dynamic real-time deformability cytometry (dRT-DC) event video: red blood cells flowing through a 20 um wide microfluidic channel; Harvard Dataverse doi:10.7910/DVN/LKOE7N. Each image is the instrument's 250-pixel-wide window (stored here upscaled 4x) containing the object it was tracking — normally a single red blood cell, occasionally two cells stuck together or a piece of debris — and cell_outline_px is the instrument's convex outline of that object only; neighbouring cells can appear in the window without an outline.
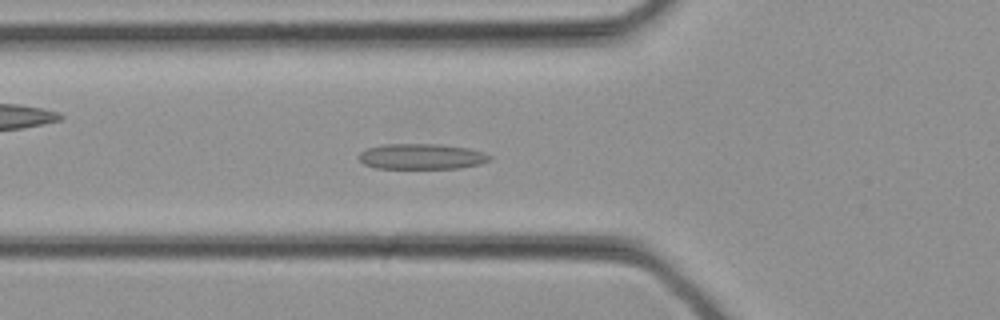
{"species": "common noctule bat (a hibernating species)", "species_latin": "Nyctalus noctula", "temperature_condition": "cold", "stored_images_in_passage": 29, "camera_frame_rate_fps": 3000, "um_per_image_px": 0.085, "animal": {"sex": "female", "body_mass_g": 21.9}, "frame": {"image": 1, "passage_image": 7, "time_ms": 2.0, "image_size_px": [1000, 320], "cell_outline_px": [[492, 156], [488, 160], [480, 164], [456, 168], [376, 168], [364, 164], [360, 160], [360, 152], [368, 148], [384, 144], [440, 144], [468, 148], [484, 152]], "centroid_in_image_um": [35.84, 13.29], "position_along_channel_um": 90.0, "area_um2": 19.31}}
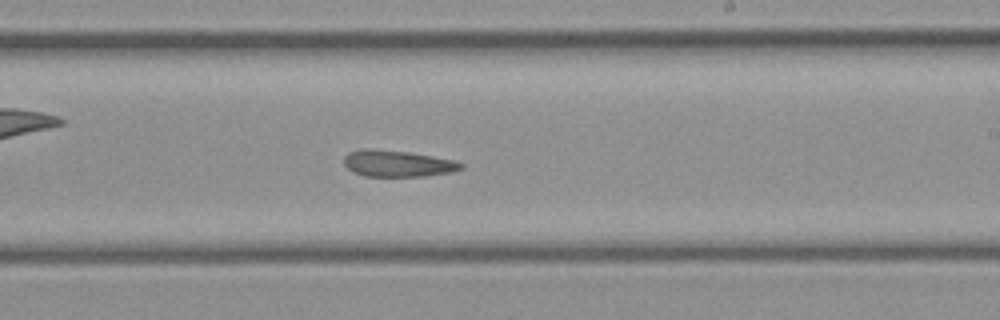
{"frame": {"image": 2, "passage_image": 15, "time_ms": 4.667, "image_size_px": [1000, 320], "cell_outline_px": [[464, 168], [452, 172], [424, 176], [364, 176], [352, 172], [344, 164], [344, 156], [348, 152], [364, 148], [368, 148], [408, 152], [432, 156], [452, 160], [464, 164]], "centroid_in_image_um": [33.76, 13.9], "position_along_channel_um": 255.2, "area_um2": 18.03}}
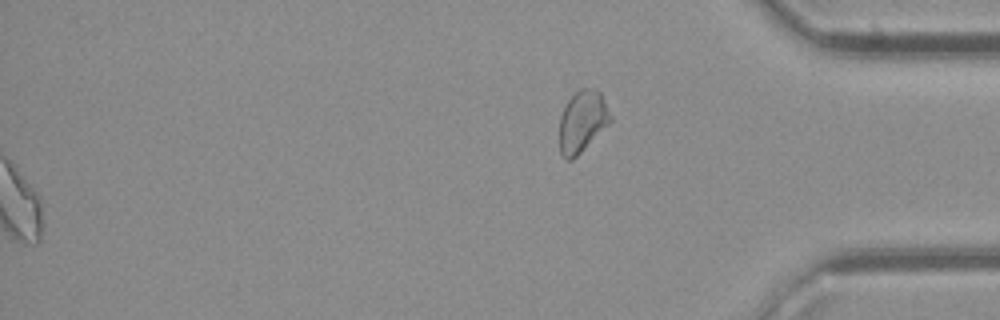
{"frame": {"image": 3, "passage_image": 29, "time_ms": 9.333, "image_size_px": [1000, 320], "cell_outline_px": [[612, 120], [572, 160], [568, 160], [560, 152], [560, 116], [568, 100], [580, 88], [596, 88], [600, 92], [612, 116]], "centroid_in_image_um": [49.5, 10.28], "position_along_channel_um": 385.7, "area_um2": 17.92}}